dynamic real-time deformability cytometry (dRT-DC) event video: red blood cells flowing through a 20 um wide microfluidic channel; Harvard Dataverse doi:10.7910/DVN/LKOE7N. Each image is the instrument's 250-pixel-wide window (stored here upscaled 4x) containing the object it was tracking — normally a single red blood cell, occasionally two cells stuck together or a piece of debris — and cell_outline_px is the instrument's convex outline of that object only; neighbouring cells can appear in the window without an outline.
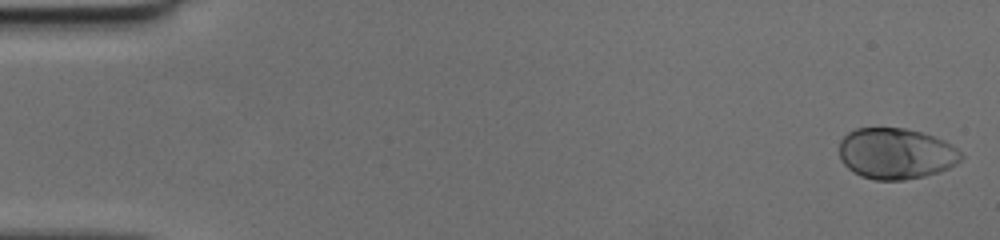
{"species": "human", "species_latin": "Homo sapiens", "temperature_condition": "cold", "stored_images_in_passage": 49, "camera_frame_rate_fps": 3000, "um_per_image_px": 0.085, "donor": {"sex": "female"}, "frame": {"image": 1, "passage_image": 1, "time_ms": 0.0, "image_size_px": [1000, 240], "cell_outline_px": [[964, 156], [956, 164], [940, 172], [924, 176], [904, 180], [876, 180], [860, 176], [852, 172], [840, 160], [840, 140], [848, 132], [856, 128], [904, 128], [920, 132], [944, 140], [952, 144]], "centroid_in_image_um": [76.15, 13.06], "position_along_channel_um": 8.9, "area_um2": 36.36}}
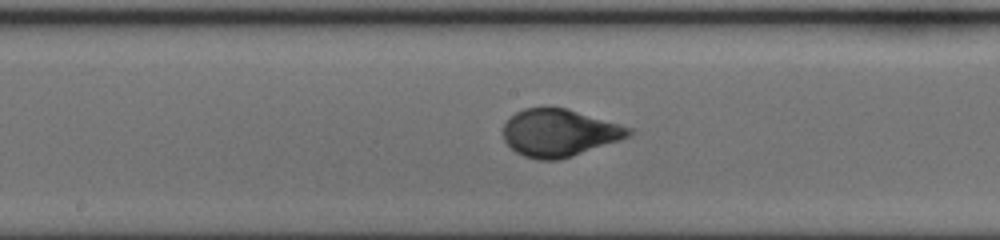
{"frame": {"image": 2, "passage_image": 26, "time_ms": 8.333, "image_size_px": [1000, 240], "cell_outline_px": [[632, 136], [572, 156], [556, 160], [536, 160], [524, 156], [516, 152], [504, 140], [504, 124], [516, 112], [524, 108], [568, 108], [632, 128]], "centroid_in_image_um": [47.55, 11.29], "position_along_channel_um": 200.6, "area_um2": 34.45}}
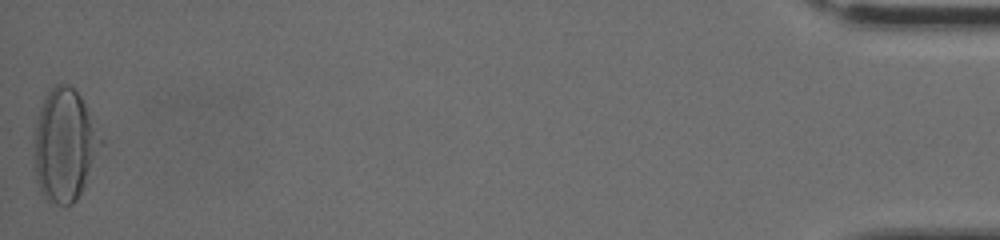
{"frame": {"image": 3, "passage_image": 49, "time_ms": 16.0, "image_size_px": [1000, 240], "cell_outline_px": [[104, 144], [76, 200], [72, 204], [48, 204], [40, 192], [36, 180], [32, 140], [40, 108], [48, 88], [56, 84], [68, 84], [80, 96], [104, 140]], "centroid_in_image_um": [5.46, 12.34], "position_along_channel_um": 429.7, "area_um2": 44.1}}